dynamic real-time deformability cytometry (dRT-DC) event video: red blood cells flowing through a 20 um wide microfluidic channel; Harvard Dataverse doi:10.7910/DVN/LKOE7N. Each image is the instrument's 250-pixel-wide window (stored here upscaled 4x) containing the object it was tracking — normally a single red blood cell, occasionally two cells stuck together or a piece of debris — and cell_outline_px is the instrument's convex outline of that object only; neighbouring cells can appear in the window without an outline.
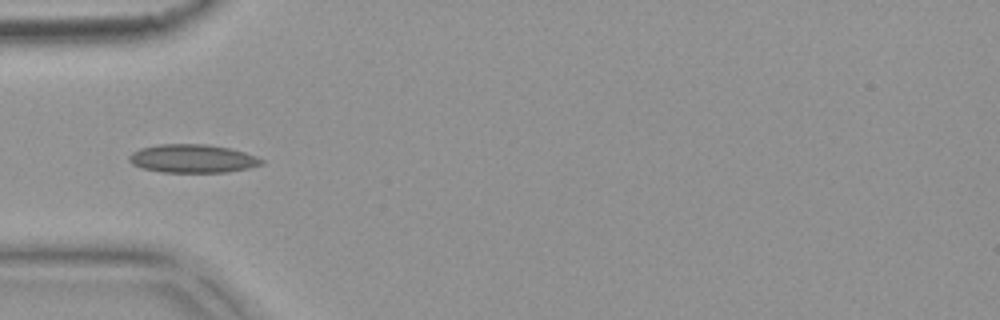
{"species": "common noctule bat (a hibernating species)", "species_latin": "Nyctalus noctula", "temperature_condition": "warm", "stored_images_in_passage": 8, "camera_frame_rate_fps": 3000, "um_per_image_px": 0.085, "animal": {"sex": "female", "body_mass_g": 18.4}, "frame": {"image": 1, "passage_image": 6, "time_ms": 1.667, "image_size_px": [1000, 320], "cell_outline_px": [[264, 164], [248, 168], [228, 172], [160, 172], [140, 168], [132, 164], [128, 160], [128, 156], [132, 152], [140, 148], [160, 144], [208, 144], [228, 148], [244, 152], [256, 156], [264, 160]], "centroid_in_image_um": [16.35, 13.48], "position_along_channel_um": 68.7, "area_um2": 22.02}}